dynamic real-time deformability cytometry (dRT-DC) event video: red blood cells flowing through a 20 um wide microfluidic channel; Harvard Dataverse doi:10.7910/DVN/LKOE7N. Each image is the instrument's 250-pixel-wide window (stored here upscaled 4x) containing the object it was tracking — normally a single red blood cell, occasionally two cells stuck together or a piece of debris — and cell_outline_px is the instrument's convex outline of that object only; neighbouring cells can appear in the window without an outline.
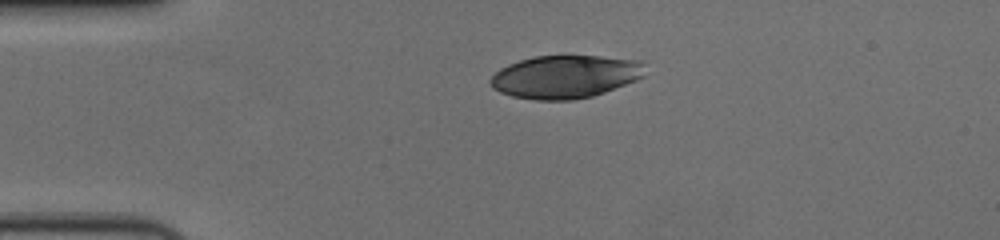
{"species": "human", "species_latin": "Homo sapiens", "temperature_condition": "cold", "stored_images_in_passage": 45, "camera_frame_rate_fps": 3000, "um_per_image_px": 0.085, "donor": {"sex": "female"}, "frame": {"image": 1, "passage_image": 1, "time_ms": 0.0, "image_size_px": [1000, 240], "cell_outline_px": [[644, 76], [636, 80], [604, 92], [592, 96], [572, 100], [536, 100], [512, 96], [500, 92], [492, 88], [488, 80], [500, 68], [508, 64], [532, 56], [600, 56], [644, 60]], "centroid_in_image_um": [48.04, 6.51], "position_along_channel_um": 37.0, "area_um2": 38.9}}
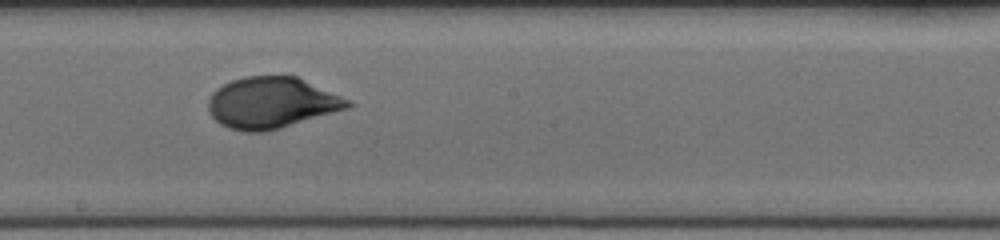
{"frame": {"image": 2, "passage_image": 20, "time_ms": 6.333, "image_size_px": [1000, 240], "cell_outline_px": [[356, 104], [348, 108], [280, 128], [264, 132], [244, 132], [228, 128], [220, 124], [208, 112], [208, 100], [212, 92], [216, 88], [232, 80], [244, 76], [296, 76], [352, 100]], "centroid_in_image_um": [23.08, 8.74], "position_along_channel_um": 225.1, "area_um2": 41.79}}
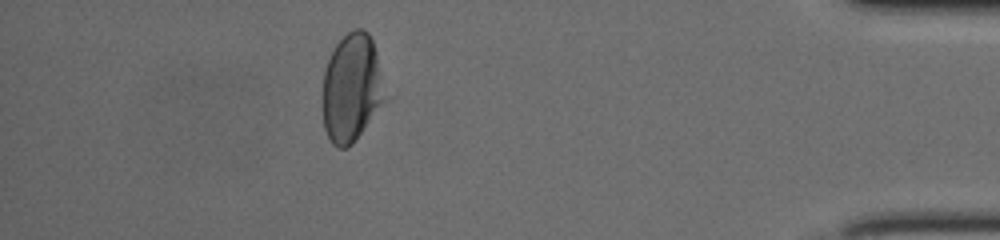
{"frame": {"image": 3, "passage_image": 39, "time_ms": 12.667, "image_size_px": [1000, 240], "cell_outline_px": [[380, 100], [360, 132], [352, 144], [348, 148], [336, 148], [332, 144], [324, 128], [324, 72], [328, 60], [336, 44], [348, 32], [356, 28], [364, 28], [368, 32], [372, 40], [376, 52]], "centroid_in_image_um": [29.78, 7.44], "position_along_channel_um": 405.4, "area_um2": 36.88}, "authors_computed_cell_mechanics": {"area_um2": 40.5178, "velocity_mm_per_s": 3.6068, "shape_relaxation_time_tau1_ms": 3.7713, "shape_relaxation_time_tau2_ms": null, "deformation_change_tau1": 0.1437, "deformation_change_tau2": null}}